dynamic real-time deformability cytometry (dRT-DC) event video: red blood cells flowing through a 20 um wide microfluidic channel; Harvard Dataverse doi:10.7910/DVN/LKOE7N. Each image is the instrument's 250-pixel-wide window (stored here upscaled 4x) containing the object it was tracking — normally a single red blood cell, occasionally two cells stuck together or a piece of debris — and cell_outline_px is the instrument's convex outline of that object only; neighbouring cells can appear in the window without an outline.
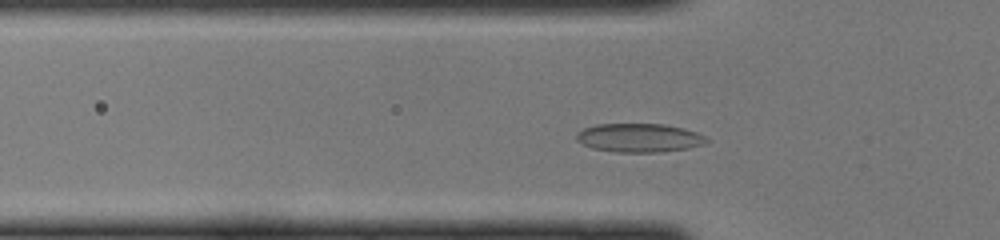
{"species": "common noctule bat (a hibernating species)", "species_latin": "Nyctalus noctula", "temperature_condition": "cold", "stored_images_in_passage": 40, "camera_frame_rate_fps": 3000, "um_per_image_px": 0.085, "animal": {"sex": "female", "body_mass_g": 22.0, "forearm_length_mm": 56.7}, "frame": {"image": 1, "passage_image": 8, "time_ms": 2.333, "image_size_px": [1000, 240], "cell_outline_px": [[708, 140], [704, 144], [688, 148], [656, 152], [616, 152], [592, 148], [576, 140], [576, 132], [584, 128], [596, 124], [664, 124], [684, 128], [696, 132], [704, 136]], "centroid_in_image_um": [54.3, 11.71], "position_along_channel_um": 71.5, "area_um2": 21.68}}
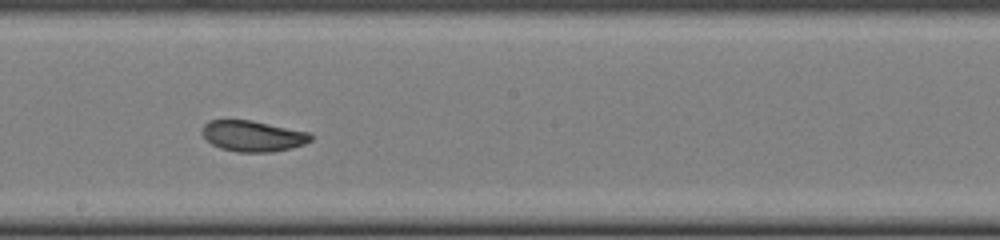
{"frame": {"image": 2, "passage_image": 19, "time_ms": 6.0, "image_size_px": [1000, 240], "cell_outline_px": [[312, 140], [304, 144], [292, 148], [272, 152], [236, 152], [220, 148], [212, 144], [200, 132], [200, 128], [208, 120], [252, 120], [308, 132], [312, 136]], "centroid_in_image_um": [21.46, 11.56], "position_along_channel_um": 226.7, "area_um2": 19.65}}
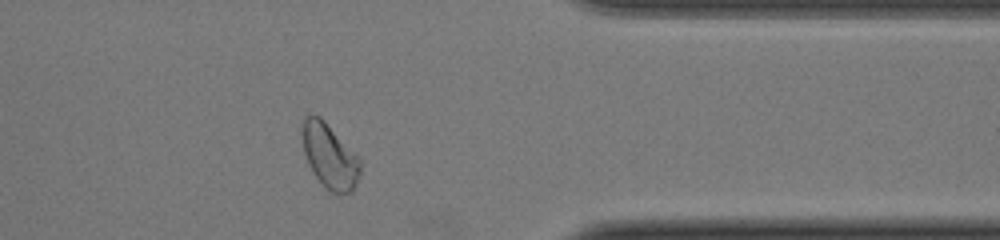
{"frame": {"image": 3, "passage_image": 31, "time_ms": 10.0, "image_size_px": [1000, 240], "cell_outline_px": [[364, 164], [356, 184], [352, 192], [332, 192], [324, 188], [312, 172], [308, 164], [304, 152], [304, 116], [320, 116], [324, 120]], "centroid_in_image_um": [28.06, 13.32], "position_along_channel_um": 383.3, "area_um2": 21.39}}